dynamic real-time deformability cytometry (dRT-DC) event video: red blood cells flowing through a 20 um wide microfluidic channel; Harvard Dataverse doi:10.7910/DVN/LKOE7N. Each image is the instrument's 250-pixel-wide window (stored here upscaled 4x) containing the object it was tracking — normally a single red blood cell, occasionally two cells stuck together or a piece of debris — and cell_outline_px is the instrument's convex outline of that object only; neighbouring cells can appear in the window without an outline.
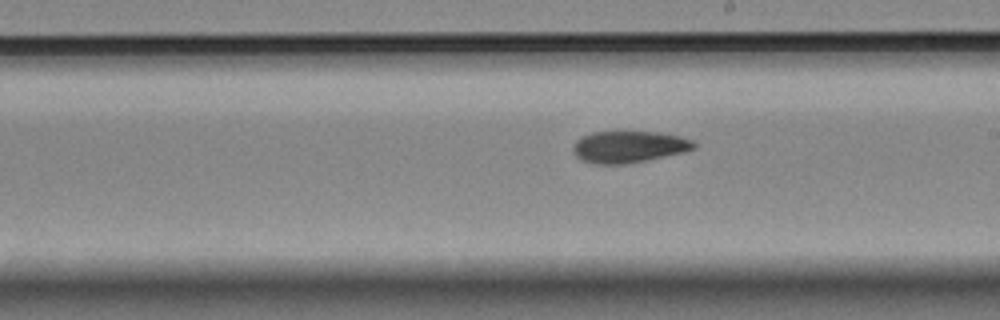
{"species": "Egyptian fruit bat (a non-hibernating species)", "species_latin": "Rousettus aegyptiacus", "temperature_condition": "room temperature", "stored_images_in_passage": 10, "segment_of_instrument_passage": [2, 2], "camera_frame_rate_fps": 3000, "um_per_image_px": 0.085, "animal": {"sex": "female"}, "frame": {"image": 1, "passage_image": 10, "time_ms": 10.667, "image_size_px": [1000, 320], "cell_outline_px": [[696, 148], [684, 152], [648, 160], [628, 164], [592, 164], [580, 160], [572, 152], [572, 148], [576, 140], [580, 136], [592, 132], [660, 132], [680, 136], [692, 140], [696, 144]], "centroid_in_image_um": [53.42, 12.49], "position_along_channel_um": 235.6, "area_um2": 22.66}}